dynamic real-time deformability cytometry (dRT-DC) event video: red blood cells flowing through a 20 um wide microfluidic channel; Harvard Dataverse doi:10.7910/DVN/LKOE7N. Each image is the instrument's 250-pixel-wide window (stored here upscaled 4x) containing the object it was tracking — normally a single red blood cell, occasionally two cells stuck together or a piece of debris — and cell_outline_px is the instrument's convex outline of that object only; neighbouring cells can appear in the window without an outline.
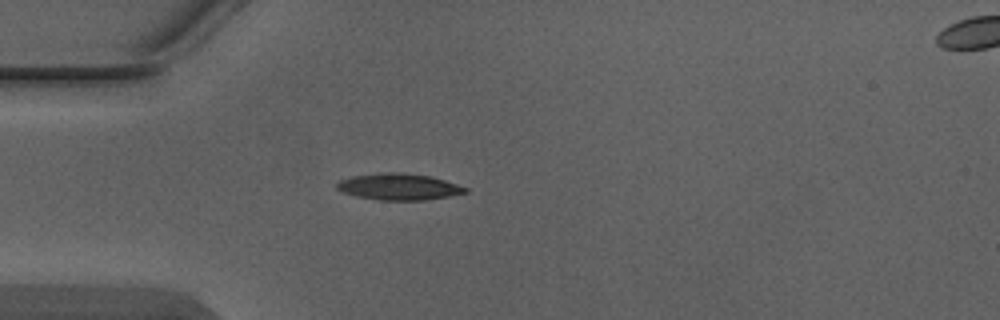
{"species": "Egyptian fruit bat (a non-hibernating species)", "species_latin": "Rousettus aegyptiacus", "temperature_condition": "warm", "stored_images_in_passage": 4, "segment_of_instrument_passage": [1, 2], "camera_frame_rate_fps": 3000, "um_per_image_px": 0.085, "animal": {"sex": "male"}, "frame": {"image": 1, "passage_image": 3, "time_ms": 0.667, "image_size_px": [1000, 320], "cell_outline_px": [[468, 192], [448, 196], [424, 200], [380, 200], [356, 196], [344, 192], [336, 188], [336, 184], [340, 180], [352, 176], [380, 172], [400, 172], [432, 176], [468, 188]], "centroid_in_image_um": [33.89, 15.86], "position_along_channel_um": 51.1, "area_um2": 19.77}}